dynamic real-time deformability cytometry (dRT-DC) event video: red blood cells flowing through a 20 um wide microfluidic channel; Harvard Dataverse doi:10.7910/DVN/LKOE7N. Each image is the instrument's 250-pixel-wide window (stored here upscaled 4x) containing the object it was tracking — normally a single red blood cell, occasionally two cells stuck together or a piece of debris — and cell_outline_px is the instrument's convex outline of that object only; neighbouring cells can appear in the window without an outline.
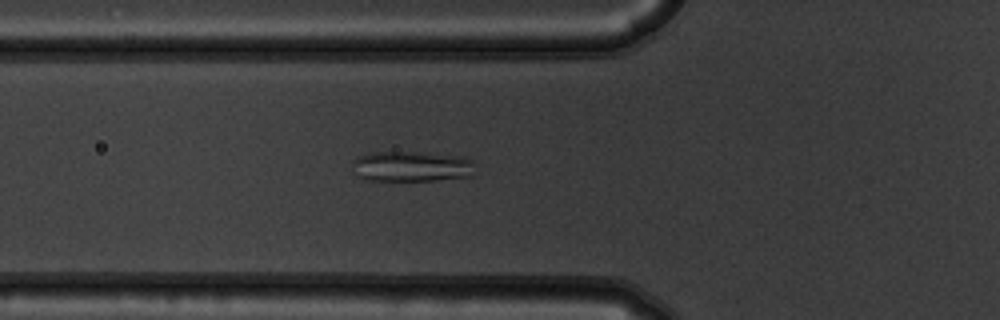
{"species": "common noctule bat (a hibernating species)", "species_latin": "Nyctalus noctula", "temperature_condition": "warm", "stored_images_in_passage": 55, "camera_frame_rate_fps": 3000, "um_per_image_px": 0.085, "animal": {"sex": "male", "body_mass_g": 19.5, "forearm_length_mm": 54.6}, "frame": {"image": 1, "passage_image": 21, "time_ms": 6.667, "image_size_px": [1000, 320], "cell_outline_px": [[472, 176], [436, 180], [364, 180], [360, 176], [352, 160], [360, 156], [372, 152], [412, 152], [464, 156], [472, 160]], "centroid_in_image_um": [35.02, 14.14], "position_along_channel_um": 90.8, "area_um2": 21.39}}
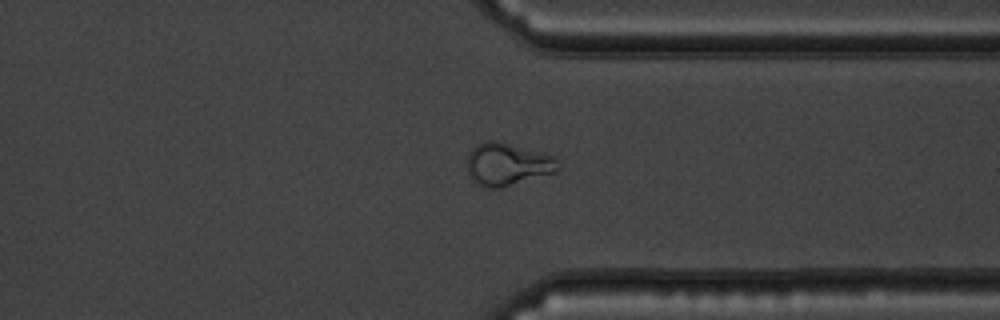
{"frame": {"image": 2, "passage_image": 43, "time_ms": 14.0, "image_size_px": [1000, 320], "cell_outline_px": [[560, 172], [500, 188], [484, 188], [476, 184], [472, 180], [468, 172], [468, 152], [476, 144], [484, 140], [500, 140], [544, 152], [556, 156], [560, 160]], "centroid_in_image_um": [43.2, 13.94], "position_along_channel_um": 368.2, "area_um2": 23.58}}
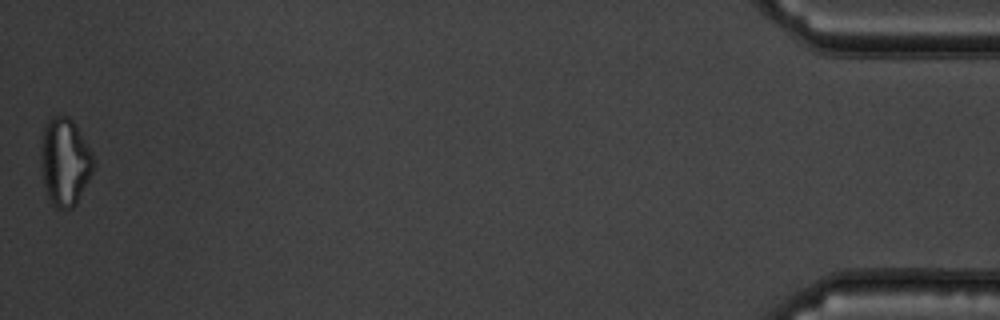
{"frame": {"image": 3, "passage_image": 55, "time_ms": 18.0, "image_size_px": [1000, 320], "cell_outline_px": [[96, 164], [76, 204], [72, 208], [56, 208], [52, 204], [48, 196], [44, 184], [40, 164], [40, 148], [44, 128], [48, 120], [52, 116], [68, 116], [72, 120], [92, 152], [96, 160]], "centroid_in_image_um": [5.51, 13.75], "position_along_channel_um": 429.7, "area_um2": 26.88}, "authors_computed_cell_mechanics": {"area_um2": 23.8136, "velocity_mm_per_s": 3.782, "shape_relaxation_time_tau1_ms": null, "shape_relaxation_time_tau2_ms": 0.9902, "deformation_change_tau1": null, "deformation_change_tau2": 0.0789}}